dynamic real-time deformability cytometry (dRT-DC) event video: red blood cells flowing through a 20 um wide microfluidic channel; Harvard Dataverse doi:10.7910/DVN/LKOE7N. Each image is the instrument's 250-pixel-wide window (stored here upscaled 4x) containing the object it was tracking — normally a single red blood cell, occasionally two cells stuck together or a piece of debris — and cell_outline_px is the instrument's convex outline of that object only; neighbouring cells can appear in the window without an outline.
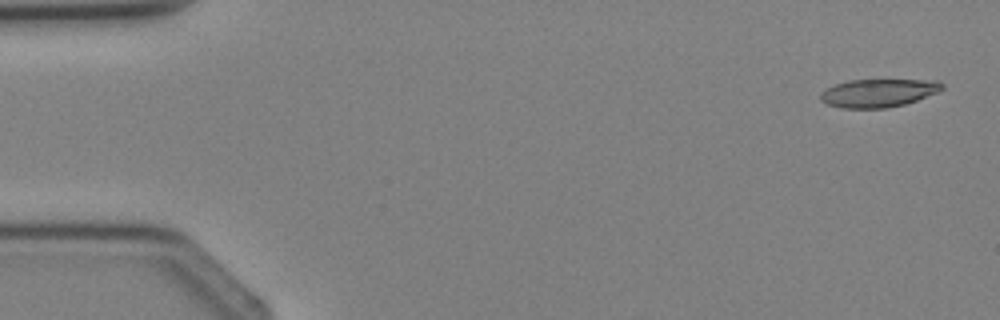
{"species": "Egyptian fruit bat (a non-hibernating species)", "species_latin": "Rousettus aegyptiacus", "temperature_condition": "cold", "stored_images_in_passage": 4, "camera_frame_rate_fps": 3000, "um_per_image_px": 0.085, "animal": {"sex": "female"}, "frame": {"image": 1, "passage_image": 1, "time_ms": 0.0, "image_size_px": [1000, 320], "cell_outline_px": [[944, 88], [940, 92], [904, 104], [888, 108], [844, 108], [828, 104], [820, 100], [820, 92], [836, 84], [848, 80], [940, 80], [944, 84]], "centroid_in_image_um": [74.71, 7.9], "position_along_channel_um": 10.3, "area_um2": 20.0}}
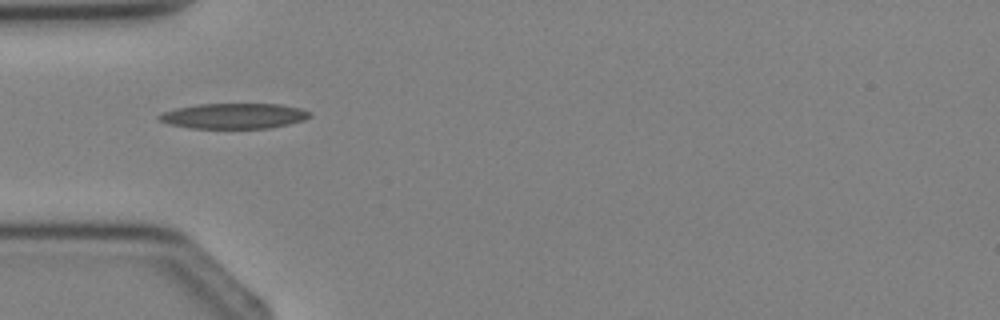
{"frame": {"image": 2, "passage_image": 4, "time_ms": 3.333, "image_size_px": [1000, 320], "cell_outline_px": [[312, 116], [304, 120], [288, 124], [268, 128], [188, 128], [168, 124], [160, 120], [156, 116], [164, 112], [176, 108], [196, 104], [280, 104], [300, 108], [312, 112]], "centroid_in_image_um": [19.89, 9.85], "position_along_channel_um": 65.1, "area_um2": 22.37}}